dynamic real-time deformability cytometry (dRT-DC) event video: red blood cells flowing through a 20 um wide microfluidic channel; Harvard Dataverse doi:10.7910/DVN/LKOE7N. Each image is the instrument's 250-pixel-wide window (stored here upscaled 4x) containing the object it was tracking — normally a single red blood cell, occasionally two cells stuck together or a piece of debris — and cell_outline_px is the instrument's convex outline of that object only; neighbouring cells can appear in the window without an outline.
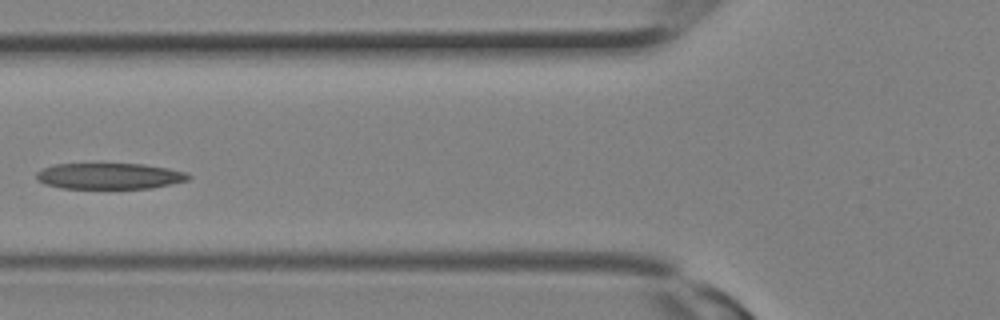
{"species": "Egyptian fruit bat (a non-hibernating species)", "species_latin": "Rousettus aegyptiacus", "temperature_condition": "room temperature", "stored_images_in_passage": 11, "camera_frame_rate_fps": 3000, "um_per_image_px": 0.085, "animal": {"sex": "female"}, "frame": {"image": 1, "passage_image": 10, "time_ms": 3.0, "image_size_px": [1000, 320], "cell_outline_px": [[192, 176], [188, 180], [152, 188], [60, 188], [44, 184], [36, 180], [36, 172], [52, 164], [144, 164], [168, 168], [188, 172]], "centroid_in_image_um": [9.3, 14.96], "position_along_channel_um": 116.5, "area_um2": 23.18}}